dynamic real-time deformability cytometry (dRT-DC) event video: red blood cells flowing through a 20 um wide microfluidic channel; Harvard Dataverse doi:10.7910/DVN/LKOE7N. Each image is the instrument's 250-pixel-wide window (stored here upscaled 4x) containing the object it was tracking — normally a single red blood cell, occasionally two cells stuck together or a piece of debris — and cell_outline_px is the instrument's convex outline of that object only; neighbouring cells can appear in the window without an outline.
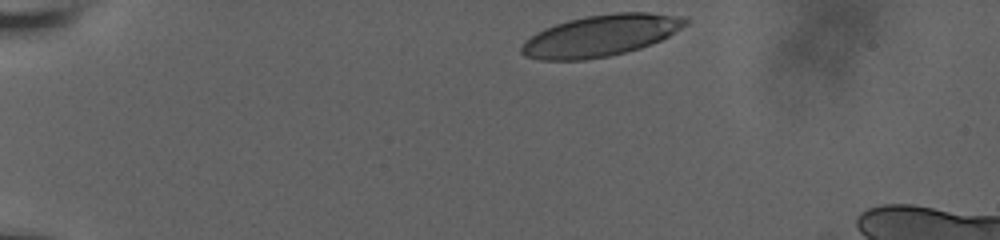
{"species": "human", "species_latin": "Homo sapiens", "temperature_condition": "room temperature", "stored_images_in_passage": 16, "camera_frame_rate_fps": 3000, "um_per_image_px": 0.085, "donor": {"sex": "male"}, "frame": {"image": 1, "passage_image": 1, "time_ms": 0.0, "image_size_px": [1000, 240], "cell_outline_px": [[688, 24], [668, 36], [660, 40], [640, 48], [608, 56], [584, 60], [540, 60], [524, 56], [520, 52], [520, 48], [524, 40], [536, 32], [544, 28], [568, 20], [584, 16], [616, 12], [648, 12], [684, 16], [688, 20]], "centroid_in_image_um": [51.03, 3.02], "position_along_channel_um": 34.0, "area_um2": 39.77}}